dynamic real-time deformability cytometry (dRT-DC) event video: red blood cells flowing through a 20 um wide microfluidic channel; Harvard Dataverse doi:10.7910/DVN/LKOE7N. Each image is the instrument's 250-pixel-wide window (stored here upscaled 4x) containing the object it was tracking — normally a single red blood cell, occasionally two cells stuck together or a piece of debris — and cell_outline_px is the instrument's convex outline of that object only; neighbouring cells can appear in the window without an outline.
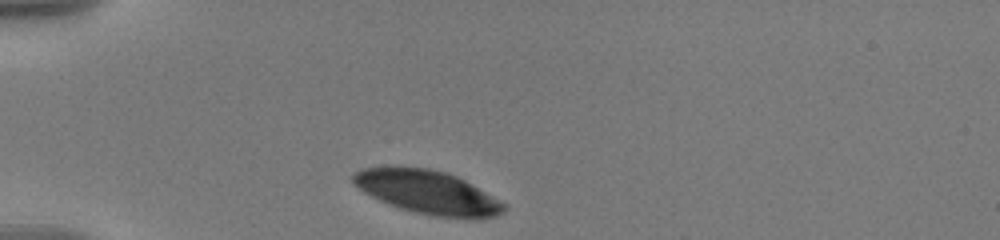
{"species": "human", "species_latin": "Homo sapiens", "temperature_condition": "warm", "stored_images_in_passage": 10, "camera_frame_rate_fps": 3000, "um_per_image_px": 0.085, "donor": {"sex": "male"}, "frame": {"image": 1, "passage_image": 1, "time_ms": 0.0, "image_size_px": [1000, 240], "cell_outline_px": [[508, 208], [504, 212], [496, 216], [480, 220], [468, 220], [432, 216], [400, 208], [388, 204], [364, 192], [352, 184], [352, 176], [356, 172], [364, 168], [428, 168], [444, 172], [456, 176], [464, 180], [508, 204]], "centroid_in_image_um": [36.45, 16.39], "position_along_channel_um": 48.6, "area_um2": 38.32}}
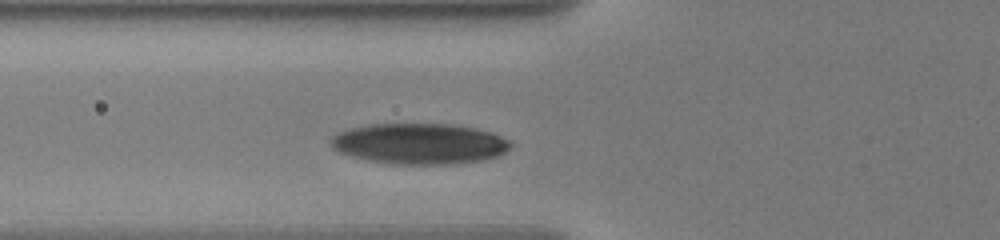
{"frame": {"image": 2, "passage_image": 7, "time_ms": 2.0, "image_size_px": [1000, 240], "cell_outline_px": [[512, 144], [504, 152], [496, 156], [484, 160], [456, 164], [388, 164], [368, 160], [352, 156], [340, 152], [332, 148], [328, 144], [328, 140], [332, 136], [340, 132], [352, 128], [368, 124], [452, 124], [476, 128], [492, 132], [508, 140]], "centroid_in_image_um": [35.63, 12.22], "position_along_channel_um": 90.2, "area_um2": 42.89}}